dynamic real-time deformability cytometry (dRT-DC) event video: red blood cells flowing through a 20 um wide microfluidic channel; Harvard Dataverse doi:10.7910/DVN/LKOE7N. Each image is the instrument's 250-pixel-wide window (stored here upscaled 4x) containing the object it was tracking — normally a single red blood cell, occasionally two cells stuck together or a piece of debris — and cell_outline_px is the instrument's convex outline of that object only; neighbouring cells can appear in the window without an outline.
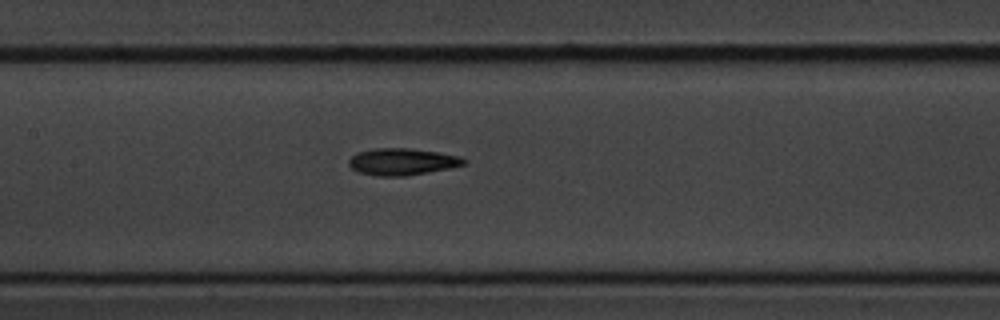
{"species": "common noctule bat (a hibernating species)", "species_latin": "Nyctalus noctula", "temperature_condition": "cold", "stored_images_in_passage": 9, "camera_frame_rate_fps": 3000, "um_per_image_px": 0.085, "animal": {"sex": "male", "body_mass_g": 20.1, "forearm_length_mm": 53.5}, "frame": {"image": 1, "passage_image": 9, "time_ms": 10.333, "image_size_px": [1000, 320], "cell_outline_px": [[464, 164], [448, 168], [404, 176], [376, 176], [360, 172], [352, 168], [348, 164], [348, 160], [356, 152], [372, 148], [412, 148], [440, 152], [460, 156], [464, 160]], "centroid_in_image_um": [34.13, 13.73], "position_along_channel_um": 173.3, "area_um2": 17.92}}